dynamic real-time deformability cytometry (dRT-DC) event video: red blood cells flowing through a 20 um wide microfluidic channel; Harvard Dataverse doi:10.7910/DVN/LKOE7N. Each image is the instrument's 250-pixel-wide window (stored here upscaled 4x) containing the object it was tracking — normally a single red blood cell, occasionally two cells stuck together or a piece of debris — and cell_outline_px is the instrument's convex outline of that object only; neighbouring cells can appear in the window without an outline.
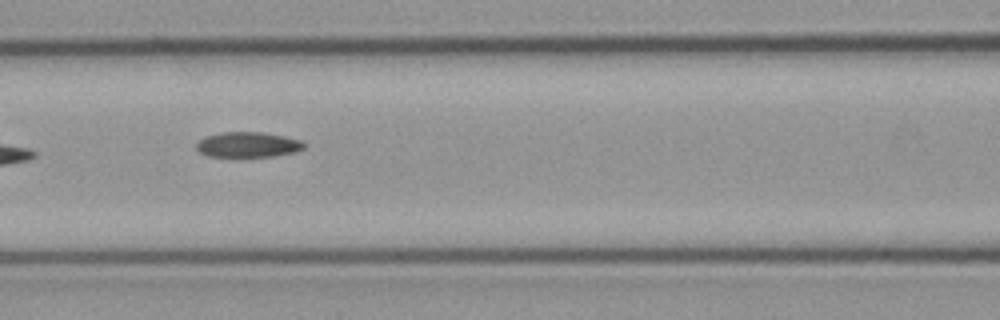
{"species": "common noctule bat (a hibernating species)", "species_latin": "Nyctalus noctula", "temperature_condition": "cold", "stored_images_in_passage": 6, "camera_frame_rate_fps": 3000, "um_per_image_px": 0.085, "animal": {"sex": "male", "body_mass_g": 23.1, "forearm_length_mm": 52.7}, "frame": {"image": 1, "passage_image": 3, "time_ms": 0.667, "image_size_px": [1000, 320], "cell_outline_px": [[304, 148], [296, 152], [272, 156], [208, 156], [200, 152], [196, 148], [196, 144], [200, 140], [208, 136], [224, 132], [260, 132], [284, 136], [300, 140], [304, 144]], "centroid_in_image_um": [21.08, 12.29], "position_along_channel_um": 145.5, "area_um2": 15.55}}
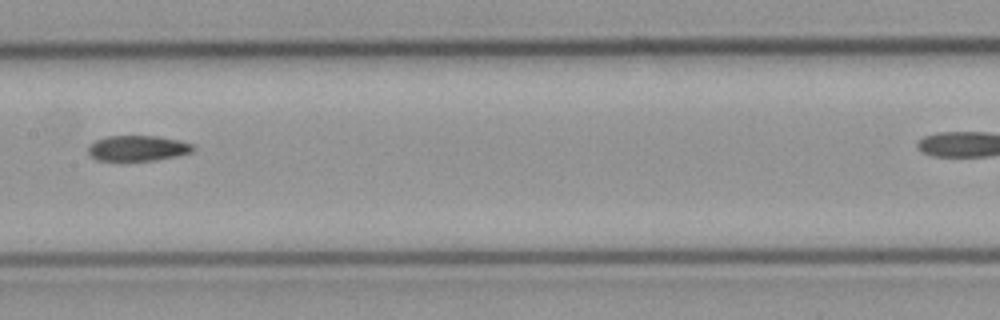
{"frame": {"image": 2, "passage_image": 4, "time_ms": 1.0, "image_size_px": [1000, 320], "cell_outline_px": [[196, 148], [192, 152], [176, 156], [152, 160], [96, 160], [88, 152], [88, 148], [96, 140], [108, 136], [156, 136], [180, 140], [192, 144]], "centroid_in_image_um": [11.74, 12.59], "position_along_channel_um": 195.7, "area_um2": 15.37}}
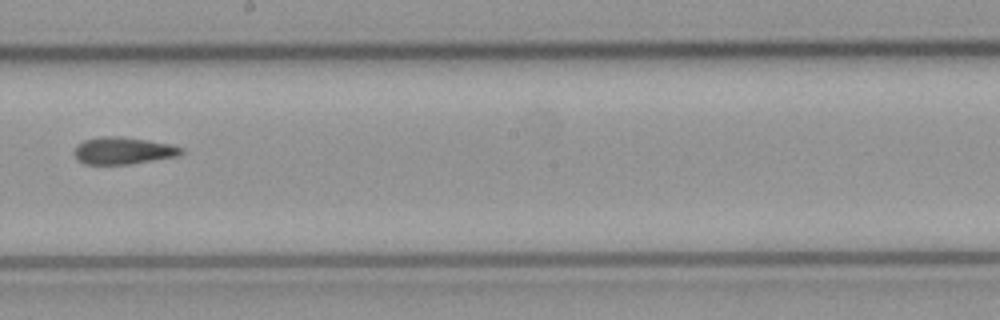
{"frame": {"image": 3, "passage_image": 6, "time_ms": 1.667, "image_size_px": [1000, 320], "cell_outline_px": [[184, 152], [176, 156], [128, 164], [84, 164], [76, 156], [76, 148], [84, 140], [100, 136], [120, 136], [168, 144], [184, 148]], "centroid_in_image_um": [10.48, 12.8], "position_along_channel_um": 237.7, "area_um2": 16.42}}